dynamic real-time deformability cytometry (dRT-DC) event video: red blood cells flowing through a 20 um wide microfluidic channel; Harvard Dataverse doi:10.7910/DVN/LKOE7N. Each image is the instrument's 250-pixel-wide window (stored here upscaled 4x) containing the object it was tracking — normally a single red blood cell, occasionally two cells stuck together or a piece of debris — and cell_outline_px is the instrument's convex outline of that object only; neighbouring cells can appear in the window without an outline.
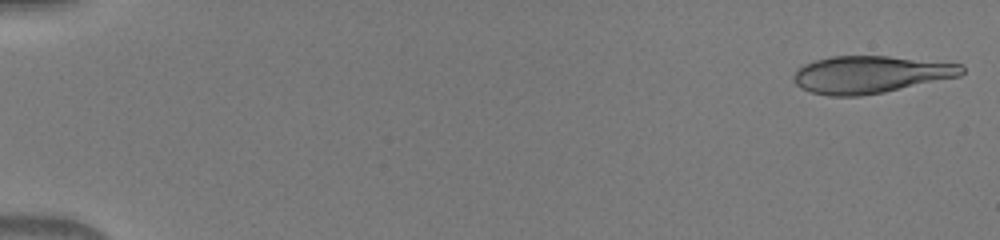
{"species": "human", "species_latin": "Homo sapiens", "temperature_condition": "warm", "stored_images_in_passage": 49, "camera_frame_rate_fps": 3000, "um_per_image_px": 0.085, "donor": {"sex": "male"}, "frame": {"image": 1, "passage_image": 1, "time_ms": 0.0, "image_size_px": [1000, 240], "cell_outline_px": [[964, 72], [960, 76], [884, 92], [860, 96], [828, 96], [812, 92], [800, 88], [792, 80], [792, 76], [804, 64], [816, 60], [832, 56], [888, 56], [960, 64], [964, 68]], "centroid_in_image_um": [73.96, 6.34], "position_along_channel_um": 11.0, "area_um2": 36.36}}
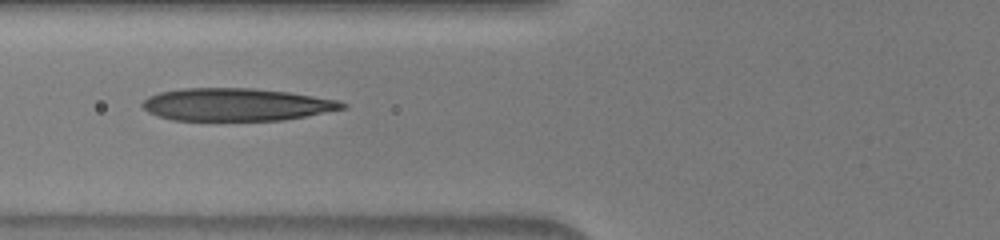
{"frame": {"image": 2, "passage_image": 20, "time_ms": 6.333, "image_size_px": [1000, 240], "cell_outline_px": [[348, 108], [284, 120], [172, 120], [156, 116], [148, 112], [140, 104], [148, 96], [160, 92], [184, 88], [252, 88], [288, 92], [340, 100], [348, 104]], "centroid_in_image_um": [20.1, 8.89], "position_along_channel_um": 105.7, "area_um2": 38.15}}
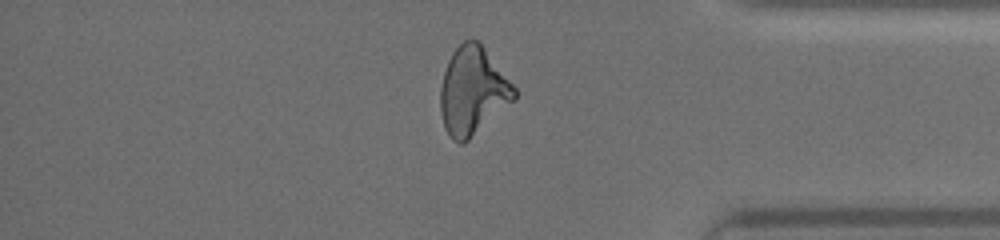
{"frame": {"image": 3, "passage_image": 42, "time_ms": 13.667, "image_size_px": [1000, 240], "cell_outline_px": [[516, 100], [464, 144], [460, 144], [452, 140], [444, 128], [440, 112], [440, 88], [444, 72], [448, 60], [452, 52], [464, 40], [476, 40], [484, 48], [516, 88]], "centroid_in_image_um": [40.18, 7.78], "position_along_channel_um": 395.0, "area_um2": 37.86}}